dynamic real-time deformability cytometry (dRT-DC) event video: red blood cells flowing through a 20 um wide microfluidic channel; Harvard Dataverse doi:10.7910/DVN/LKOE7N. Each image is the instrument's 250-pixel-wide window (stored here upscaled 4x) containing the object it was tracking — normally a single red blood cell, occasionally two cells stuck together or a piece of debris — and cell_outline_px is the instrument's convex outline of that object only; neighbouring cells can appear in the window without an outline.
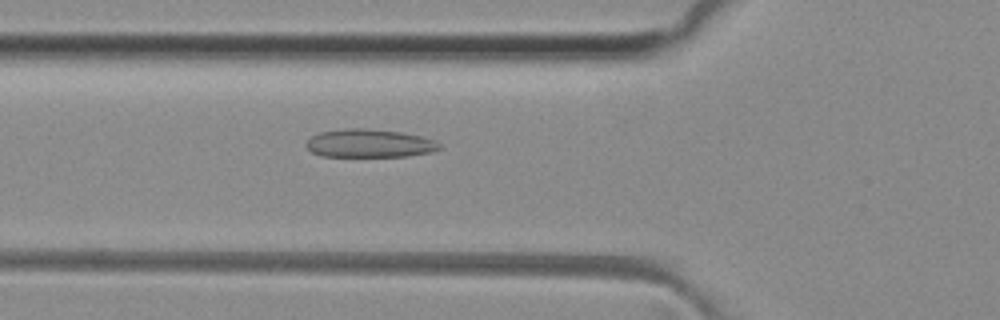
{"species": "common noctule bat (a hibernating species)", "species_latin": "Nyctalus noctula", "temperature_condition": "room temperature", "stored_images_in_passage": 39, "camera_frame_rate_fps": 3000, "um_per_image_px": 0.085, "animal": {"sex": "female", "body_mass_g": 29.2, "forearm_length_mm": 56.3}, "frame": {"image": 1, "passage_image": 7, "time_ms": 2.0, "image_size_px": [1000, 320], "cell_outline_px": [[440, 148], [432, 152], [408, 156], [320, 156], [312, 152], [304, 144], [312, 136], [320, 132], [348, 128], [364, 128], [400, 132], [420, 136], [432, 140], [440, 144]], "centroid_in_image_um": [31.37, 12.19], "position_along_channel_um": 94.4, "area_um2": 21.73}}
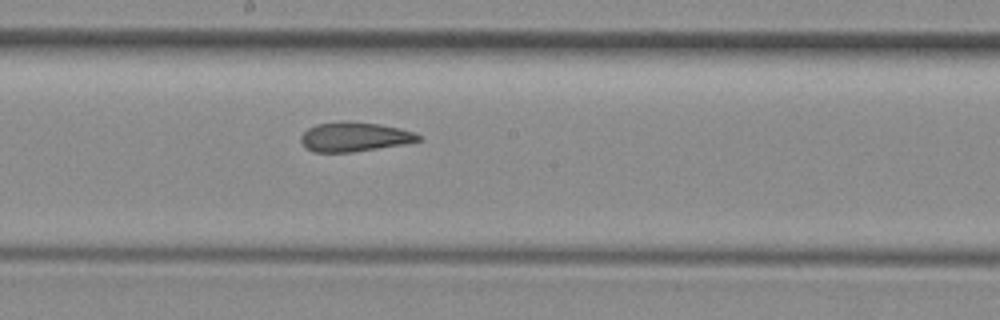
{"frame": {"image": 2, "passage_image": 16, "time_ms": 5.0, "image_size_px": [1000, 320], "cell_outline_px": [[424, 140], [404, 144], [352, 152], [312, 152], [300, 140], [300, 136], [308, 128], [316, 124], [344, 120], [348, 120], [380, 124], [400, 128], [412, 132], [420, 136]], "centroid_in_image_um": [30.13, 11.62], "position_along_channel_um": 218.1, "area_um2": 20.23}}
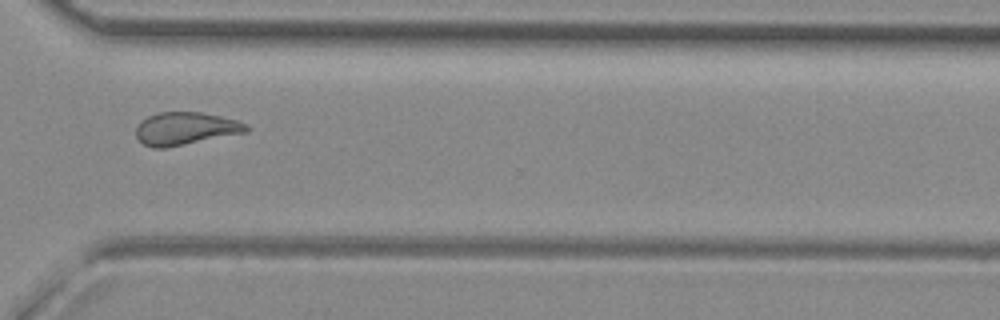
{"frame": {"image": 3, "passage_image": 26, "time_ms": 8.333, "image_size_px": [1000, 320], "cell_outline_px": [[248, 132], [168, 148], [152, 148], [144, 144], [136, 136], [136, 128], [140, 120], [148, 116], [160, 112], [200, 112], [220, 116], [236, 120], [248, 124]], "centroid_in_image_um": [15.76, 10.94], "position_along_channel_um": 354.8, "area_um2": 21.21}, "authors_computed_cell_mechanics": {"area_um2": 21.1548, "velocity_mm_per_s": 4.1161, "shape_relaxation_time_tau1_ms": null, "shape_relaxation_time_tau2_ms": 2.2417, "deformation_change_tau1": null, "deformation_change_tau2": 0.0848}}